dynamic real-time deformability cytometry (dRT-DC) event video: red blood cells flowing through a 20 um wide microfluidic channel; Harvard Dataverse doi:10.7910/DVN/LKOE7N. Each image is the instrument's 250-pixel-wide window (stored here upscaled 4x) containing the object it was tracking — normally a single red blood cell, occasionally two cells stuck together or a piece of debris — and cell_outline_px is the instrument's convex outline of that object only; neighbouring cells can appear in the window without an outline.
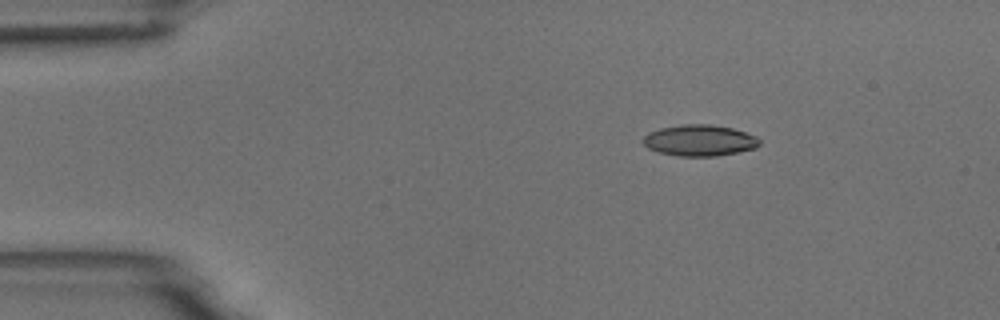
{"species": "common noctule bat (a hibernating species)", "species_latin": "Nyctalus noctula", "temperature_condition": "room temperature", "stored_images_in_passage": 5, "camera_frame_rate_fps": 3000, "um_per_image_px": 0.085, "animal": {"sex": "male", "body_mass_g": 18.8}, "frame": {"image": 1, "passage_image": 3, "time_ms": 2.333, "image_size_px": [1000, 320], "cell_outline_px": [[760, 144], [756, 148], [716, 156], [676, 156], [660, 152], [648, 148], [644, 144], [644, 136], [648, 132], [660, 128], [684, 124], [712, 124], [732, 128], [756, 136], [760, 140]], "centroid_in_image_um": [59.47, 11.93], "position_along_channel_um": 25.5, "area_um2": 21.1}}